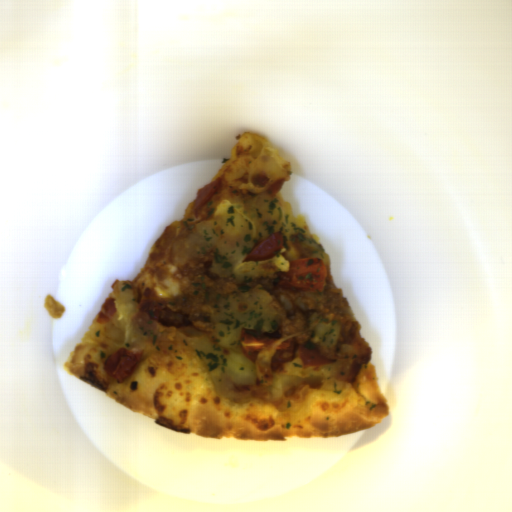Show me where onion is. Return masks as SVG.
<instances>
[{"instance_id": "06740285", "label": "onion", "mask_w": 512, "mask_h": 512, "mask_svg": "<svg viewBox=\"0 0 512 512\" xmlns=\"http://www.w3.org/2000/svg\"><path fill=\"white\" fill-rule=\"evenodd\" d=\"M278 300L284 307L286 318L293 320L296 313H300L303 319L308 320L315 314V309H309L302 301V297H297L294 301L287 294L278 295Z\"/></svg>"}]
</instances>
